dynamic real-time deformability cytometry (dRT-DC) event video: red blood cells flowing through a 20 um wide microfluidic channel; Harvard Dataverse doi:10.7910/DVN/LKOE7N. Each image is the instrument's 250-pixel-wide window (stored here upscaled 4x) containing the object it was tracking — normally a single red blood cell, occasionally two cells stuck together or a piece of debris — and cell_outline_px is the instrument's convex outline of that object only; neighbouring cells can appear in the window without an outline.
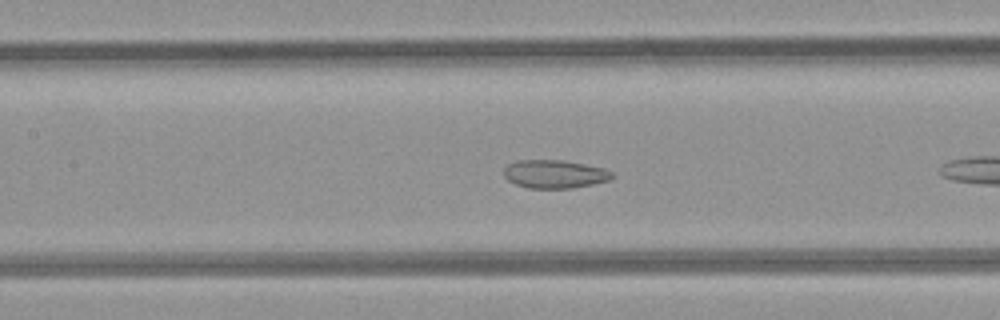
{"species": "common noctule bat (a hibernating species)", "species_latin": "Nyctalus noctula", "temperature_condition": "room temperature", "stored_images_in_passage": 8, "camera_frame_rate_fps": 3000, "um_per_image_px": 0.085, "animal": {"sex": "female", "body_mass_g": 21.9}, "frame": {"image": 1, "passage_image": 7, "time_ms": 2.0, "image_size_px": [1000, 320], "cell_outline_px": [[616, 176], [608, 180], [592, 184], [572, 188], [528, 188], [516, 184], [508, 180], [504, 176], [504, 168], [508, 164], [516, 160], [564, 160], [604, 168], [612, 172]], "centroid_in_image_um": [47.14, 14.79], "position_along_channel_um": 160.3, "area_um2": 17.86}}